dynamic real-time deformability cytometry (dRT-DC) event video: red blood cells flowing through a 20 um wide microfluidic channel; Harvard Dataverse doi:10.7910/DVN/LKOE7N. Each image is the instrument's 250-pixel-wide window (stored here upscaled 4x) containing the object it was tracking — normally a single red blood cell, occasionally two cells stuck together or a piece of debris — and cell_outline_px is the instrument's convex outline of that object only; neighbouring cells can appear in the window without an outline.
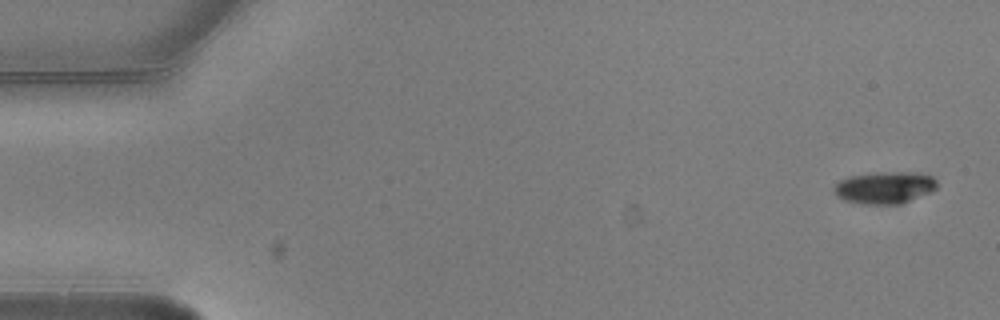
{"species": "common noctule bat (a hibernating species)", "species_latin": "Nyctalus noctula", "temperature_condition": "warm", "stored_images_in_passage": 7, "camera_frame_rate_fps": 3000, "um_per_image_px": 0.085, "animal": {"sex": "male", "body_mass_g": 20.5, "forearm_length_mm": 52.5}, "frame": {"image": 1, "passage_image": 1, "time_ms": 0.0, "image_size_px": [1000, 320], "cell_outline_px": [[936, 188], [932, 192], [900, 204], [860, 204], [844, 200], [836, 196], [832, 188], [840, 180], [848, 176], [872, 172], [920, 172], [932, 176], [936, 180]], "centroid_in_image_um": [75.18, 15.93], "position_along_channel_um": 9.8, "area_um2": 19.59}}
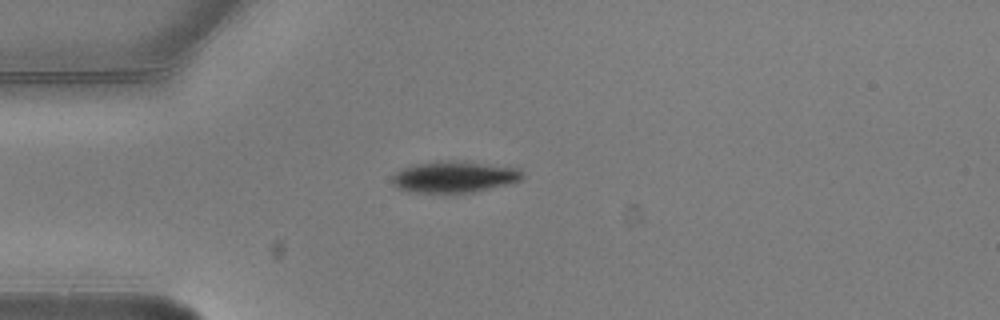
{"frame": {"image": 2, "passage_image": 5, "time_ms": 1.333, "image_size_px": [1000, 320], "cell_outline_px": [[524, 176], [520, 180], [512, 184], [476, 192], [448, 196], [408, 192], [392, 184], [392, 176], [396, 172], [404, 168], [416, 164], [480, 164], [520, 168], [524, 172]], "centroid_in_image_um": [38.64, 15.16], "position_along_channel_um": 46.4, "area_um2": 23.64}}
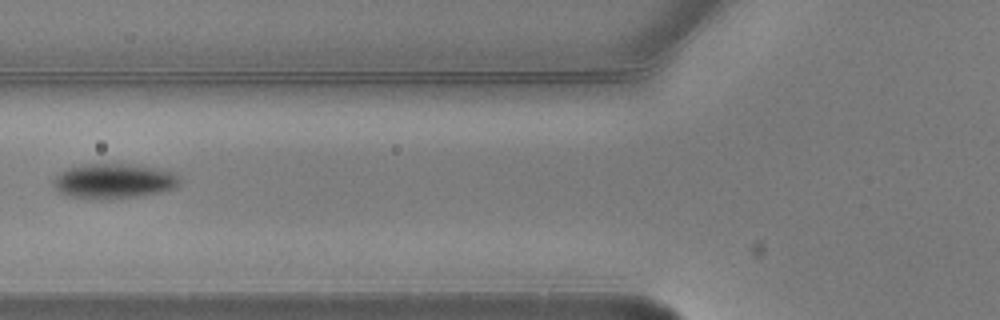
{"frame": {"image": 3, "passage_image": 7, "time_ms": 2.0, "image_size_px": [1000, 320], "cell_outline_px": [[180, 184], [176, 188], [160, 192], [140, 196], [68, 196], [60, 192], [52, 184], [52, 180], [60, 172], [68, 168], [84, 164], [132, 164], [156, 168], [172, 172], [180, 176]], "centroid_in_image_um": [9.72, 15.34], "position_along_channel_um": 116.1, "area_um2": 24.85}}